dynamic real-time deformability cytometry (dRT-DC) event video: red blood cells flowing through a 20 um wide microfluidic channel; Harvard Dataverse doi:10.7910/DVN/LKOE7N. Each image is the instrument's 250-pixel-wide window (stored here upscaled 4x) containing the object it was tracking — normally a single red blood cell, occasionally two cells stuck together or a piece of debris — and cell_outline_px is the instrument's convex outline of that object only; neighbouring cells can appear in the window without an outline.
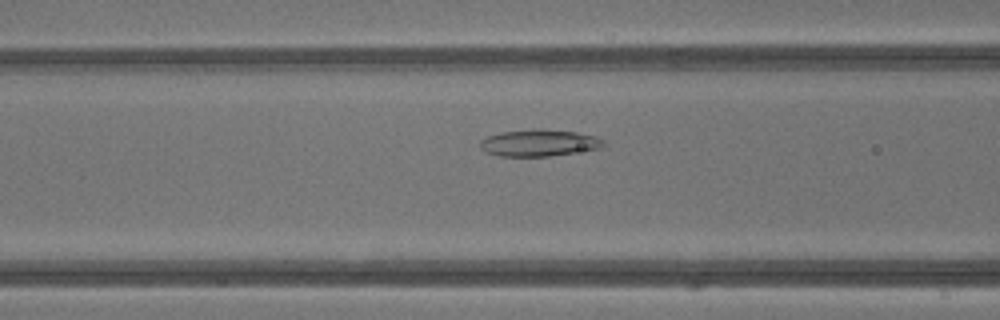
{"species": "common noctule bat (a hibernating species)", "species_latin": "Nyctalus noctula", "temperature_condition": "warm", "stored_images_in_passage": 26, "camera_frame_rate_fps": 3000, "um_per_image_px": 0.085, "animal": {"sex": "male", "body_mass_g": 13.3}, "frame": {"image": 1, "passage_image": 4, "time_ms": 1.0, "image_size_px": [1000, 320], "cell_outline_px": [[604, 148], [548, 156], [500, 156], [484, 152], [480, 148], [480, 140], [488, 136], [500, 132], [536, 128], [544, 128], [576, 132], [596, 136], [604, 140]], "centroid_in_image_um": [45.82, 12.13], "position_along_channel_um": 120.8, "area_um2": 19.54}}
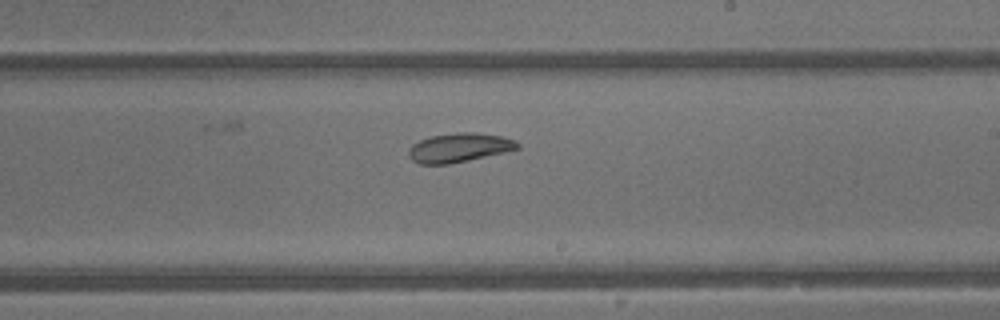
{"frame": {"image": 2, "passage_image": 12, "time_ms": 3.667, "image_size_px": [1000, 320], "cell_outline_px": [[520, 148], [504, 152], [468, 160], [448, 164], [420, 164], [412, 160], [408, 156], [408, 148], [412, 144], [420, 140], [432, 136], [460, 132], [476, 132], [500, 136], [512, 140], [520, 144]], "centroid_in_image_um": [38.99, 12.55], "position_along_channel_um": 250.0, "area_um2": 18.26}}
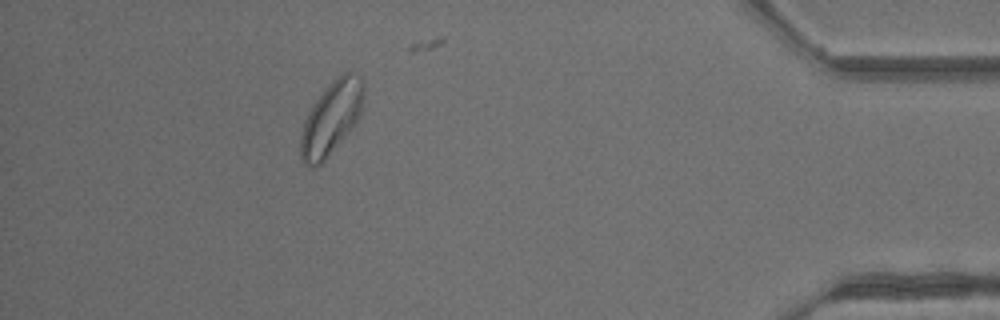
{"frame": {"image": 3, "passage_image": 25, "time_ms": 8.0, "image_size_px": [1000, 320], "cell_outline_px": [[364, 92], [360, 116], [348, 132], [328, 156], [316, 168], [312, 168], [304, 164], [300, 160], [300, 136], [304, 120], [312, 104], [332, 80], [336, 76], [344, 72], [352, 72], [364, 80]], "centroid_in_image_um": [28.14, 10.03], "position_along_channel_um": 407.1, "area_um2": 26.99}}